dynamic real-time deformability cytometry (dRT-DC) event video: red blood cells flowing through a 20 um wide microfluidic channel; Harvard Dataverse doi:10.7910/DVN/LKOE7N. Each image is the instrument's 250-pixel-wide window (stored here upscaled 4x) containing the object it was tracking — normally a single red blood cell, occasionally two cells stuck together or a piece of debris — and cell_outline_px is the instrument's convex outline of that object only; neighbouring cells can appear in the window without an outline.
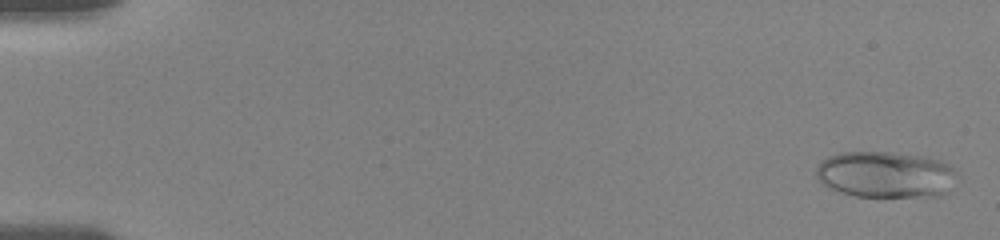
{"species": "human", "species_latin": "Homo sapiens", "temperature_condition": "room temperature", "stored_images_in_passage": 37, "camera_frame_rate_fps": 3000, "um_per_image_px": 0.085, "donor": {"sex": "female"}, "frame": {"image": 1, "passage_image": 1, "time_ms": 0.0, "image_size_px": [1000, 240], "cell_outline_px": [[960, 172], [948, 192], [940, 196], [856, 196], [840, 192], [828, 188], [816, 176], [816, 168], [820, 160], [828, 156], [840, 152], [892, 152], [924, 156], [940, 160], [956, 168]], "centroid_in_image_um": [75.31, 14.82], "position_along_channel_um": 9.7, "area_um2": 38.55}}
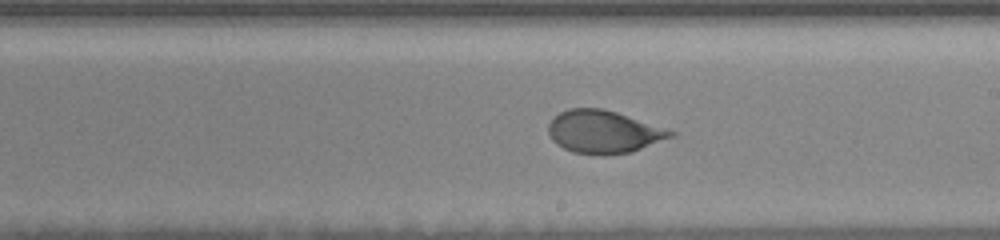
{"frame": {"image": 2, "passage_image": 24, "time_ms": 10.333, "image_size_px": [1000, 240], "cell_outline_px": [[676, 136], [632, 152], [572, 152], [556, 144], [552, 140], [548, 132], [548, 124], [552, 116], [568, 108], [604, 108], [676, 132]], "centroid_in_image_um": [51.28, 11.16], "position_along_channel_um": 237.7, "area_um2": 29.88}}
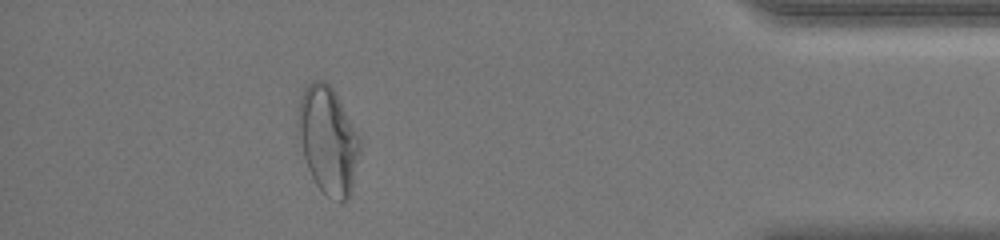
{"frame": {"image": 3, "passage_image": 35, "time_ms": 16.0, "image_size_px": [1000, 240], "cell_outline_px": [[360, 148], [352, 192], [340, 204], [328, 196], [316, 184], [296, 144], [296, 120], [300, 100], [304, 88], [308, 84], [316, 80], [324, 80], [336, 92], [360, 136]], "centroid_in_image_um": [27.85, 11.91], "position_along_channel_um": 407.4, "area_um2": 39.54}, "authors_computed_cell_mechanics": {"area_um2": 32.946, "velocity_mm_per_s": 3.6842, "shape_relaxation_time_tau1_ms": 4.134, "shape_relaxation_time_tau2_ms": 1.2768, "deformation_change_tau1": 0.1408, "deformation_change_tau2": 0.0584}}